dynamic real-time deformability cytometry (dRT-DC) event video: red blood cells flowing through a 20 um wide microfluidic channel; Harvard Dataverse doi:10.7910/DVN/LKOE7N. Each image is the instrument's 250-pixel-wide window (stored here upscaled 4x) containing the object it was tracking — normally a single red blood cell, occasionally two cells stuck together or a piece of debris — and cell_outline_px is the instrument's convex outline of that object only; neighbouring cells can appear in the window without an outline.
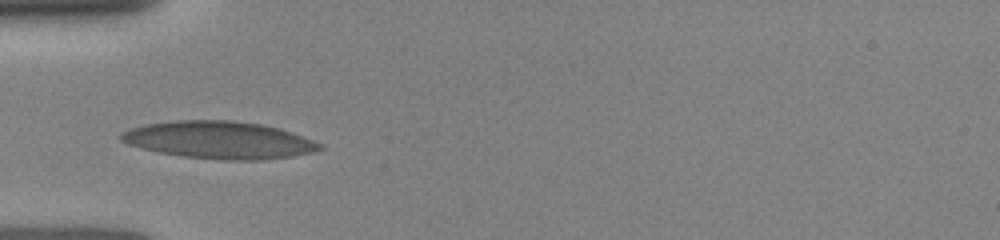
{"species": "human", "species_latin": "Homo sapiens", "temperature_condition": "room temperature", "stored_images_in_passage": 8, "camera_frame_rate_fps": 3000, "um_per_image_px": 0.085, "donor": {"sex": "female"}, "frame": {"image": 1, "passage_image": 6, "time_ms": 4.0, "image_size_px": [1000, 240], "cell_outline_px": [[324, 148], [316, 152], [292, 156], [260, 160], [220, 160], [184, 156], [160, 152], [128, 144], [120, 140], [120, 132], [144, 124], [176, 120], [232, 120], [260, 124], [280, 128], [292, 132], [312, 140], [320, 144]], "centroid_in_image_um": [18.65, 11.9], "position_along_channel_um": 66.4, "area_um2": 43.18}}